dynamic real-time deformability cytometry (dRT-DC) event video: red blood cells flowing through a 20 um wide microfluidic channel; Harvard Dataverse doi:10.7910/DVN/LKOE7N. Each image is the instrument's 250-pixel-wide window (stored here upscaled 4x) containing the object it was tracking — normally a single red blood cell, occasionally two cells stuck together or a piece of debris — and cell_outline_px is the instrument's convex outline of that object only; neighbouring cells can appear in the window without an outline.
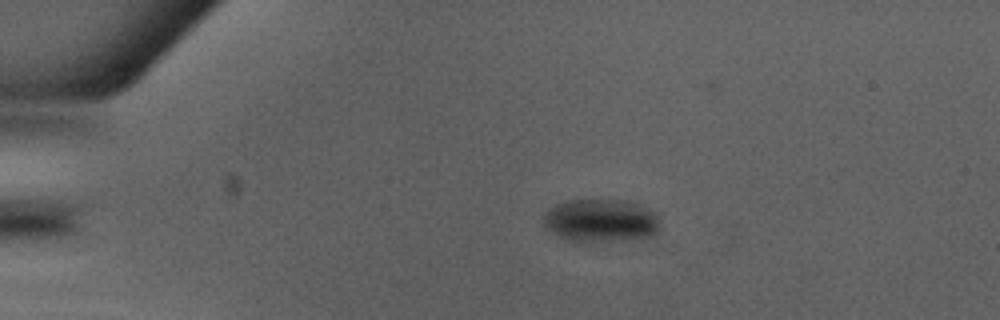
{"species": "Egyptian fruit bat (a non-hibernating species)", "species_latin": "Rousettus aegyptiacus", "temperature_condition": "warm", "stored_images_in_passage": 36, "camera_frame_rate_fps": 3000, "um_per_image_px": 0.085, "animal": {"sex": "male"}, "frame": {"image": 1, "passage_image": 4, "time_ms": 1.0, "image_size_px": [1000, 320], "cell_outline_px": [[660, 224], [656, 232], [652, 236], [624, 240], [568, 240], [560, 236], [548, 228], [544, 224], [544, 212], [548, 208], [556, 204], [568, 200], [628, 200], [640, 204], [656, 212]], "centroid_in_image_um": [51.11, 18.71], "position_along_channel_um": 33.9, "area_um2": 28.96}}
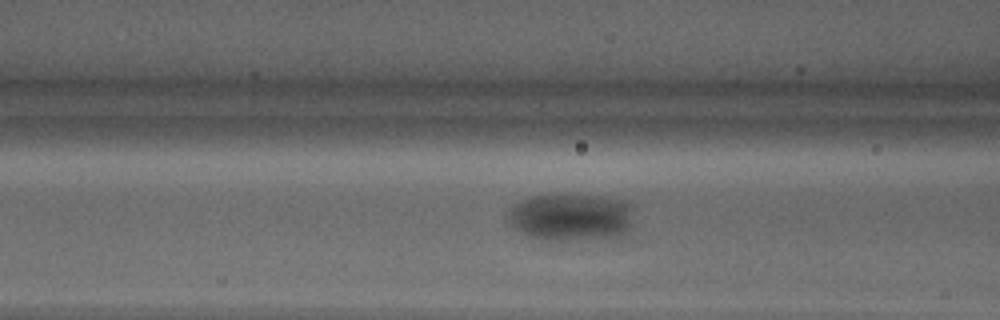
{"frame": {"image": 2, "passage_image": 14, "time_ms": 4.333, "image_size_px": [1000, 320], "cell_outline_px": [[632, 228], [624, 232], [608, 236], [560, 240], [540, 240], [528, 236], [516, 228], [512, 224], [508, 216], [512, 208], [520, 200], [528, 196], [552, 192], [596, 196], [620, 200], [632, 204]], "centroid_in_image_um": [48.5, 18.4], "position_along_channel_um": 118.1, "area_um2": 34.68}}
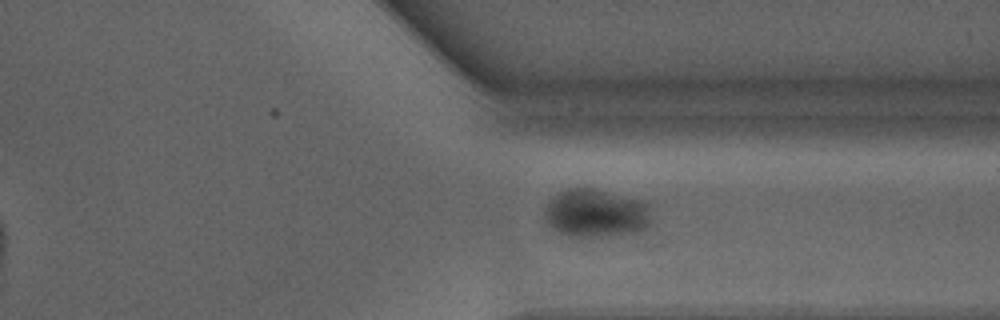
{"frame": {"image": 3, "passage_image": 31, "time_ms": 10.0, "image_size_px": [1000, 320], "cell_outline_px": [[652, 224], [648, 228], [632, 232], [608, 236], [568, 236], [560, 232], [548, 220], [544, 212], [552, 196], [568, 188], [592, 188], [648, 200]], "centroid_in_image_um": [50.75, 18.09], "position_along_channel_um": 360.6, "area_um2": 30.06}}